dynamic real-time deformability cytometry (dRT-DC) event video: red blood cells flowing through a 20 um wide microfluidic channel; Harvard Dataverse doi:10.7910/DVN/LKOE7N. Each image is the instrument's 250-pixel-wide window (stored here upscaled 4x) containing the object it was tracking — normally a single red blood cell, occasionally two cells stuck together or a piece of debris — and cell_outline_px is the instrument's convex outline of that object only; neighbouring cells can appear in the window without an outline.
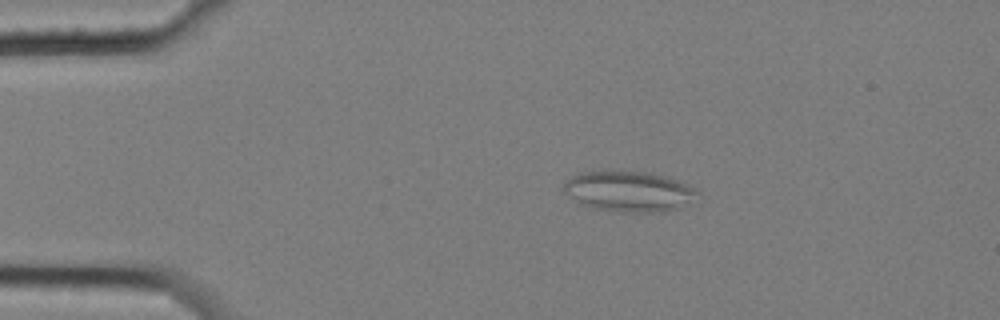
{"species": "common noctule bat (a hibernating species)", "species_latin": "Nyctalus noctula", "temperature_condition": "cold", "stored_images_in_passage": 8, "camera_frame_rate_fps": 3000, "um_per_image_px": 0.085, "animal": {"sex": "female", "body_mass_g": 25.1}, "frame": {"image": 1, "passage_image": 1, "time_ms": 0.0, "image_size_px": [1000, 320], "cell_outline_px": [[696, 192], [680, 208], [664, 212], [624, 212], [592, 208], [580, 204], [564, 192], [560, 188], [564, 180], [572, 176], [592, 168], [648, 172], [680, 180], [688, 184]], "centroid_in_image_um": [53.31, 16.22], "position_along_channel_um": 31.7, "area_um2": 32.14}}
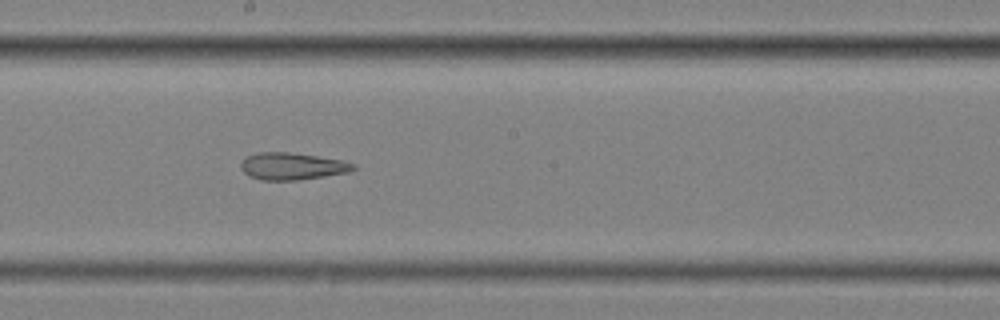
{"frame": {"image": 2, "passage_image": 7, "time_ms": 2.0, "image_size_px": [1000, 320], "cell_outline_px": [[356, 168], [348, 172], [324, 176], [296, 180], [260, 180], [248, 176], [240, 168], [240, 164], [244, 156], [256, 152], [288, 152], [344, 160], [356, 164]], "centroid_in_image_um": [24.79, 14.12], "position_along_channel_um": 223.4, "area_um2": 17.92}}
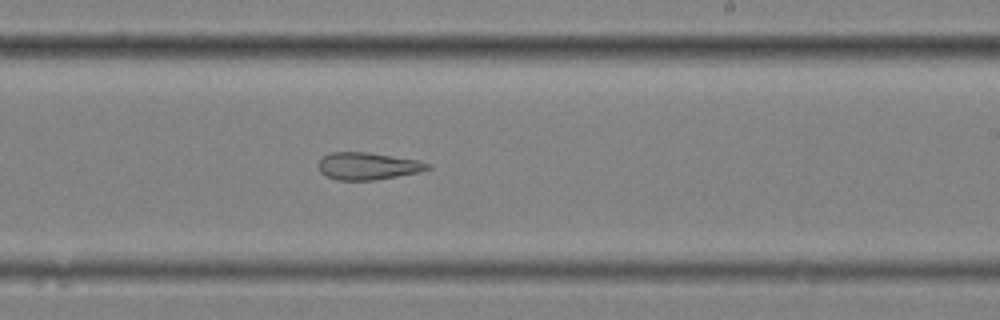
{"frame": {"image": 3, "passage_image": 8, "time_ms": 2.333, "image_size_px": [1000, 320], "cell_outline_px": [[432, 168], [420, 172], [376, 180], [336, 180], [320, 172], [320, 160], [328, 152], [368, 152], [416, 160], [428, 164]], "centroid_in_image_um": [31.26, 14.12], "position_along_channel_um": 257.7, "area_um2": 17.17}}